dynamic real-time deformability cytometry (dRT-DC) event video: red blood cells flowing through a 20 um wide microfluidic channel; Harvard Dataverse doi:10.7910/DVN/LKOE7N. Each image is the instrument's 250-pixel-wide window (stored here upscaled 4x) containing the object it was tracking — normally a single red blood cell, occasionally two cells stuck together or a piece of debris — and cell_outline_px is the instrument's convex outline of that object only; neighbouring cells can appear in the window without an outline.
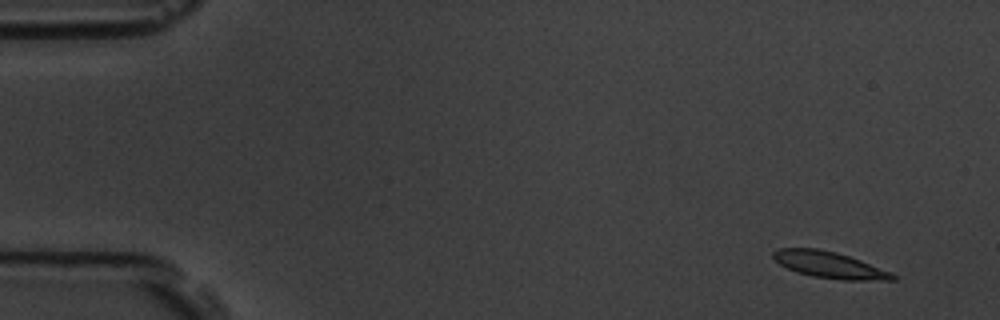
{"species": "common noctule bat (a hibernating species)", "species_latin": "Nyctalus noctula", "temperature_condition": "room temperature", "stored_images_in_passage": 5, "camera_frame_rate_fps": 3000, "um_per_image_px": 0.085, "animal": {"sex": "male", "body_mass_g": 19.5, "forearm_length_mm": 54.6}, "frame": {"image": 1, "passage_image": 2, "time_ms": 1.333, "image_size_px": [1000, 320], "cell_outline_px": [[896, 280], [840, 280], [812, 276], [796, 272], [780, 264], [772, 256], [772, 252], [780, 248], [816, 248], [836, 252], [860, 260], [892, 272], [896, 276]], "centroid_in_image_um": [70.51, 22.52], "position_along_channel_um": 14.5, "area_um2": 18.32}}
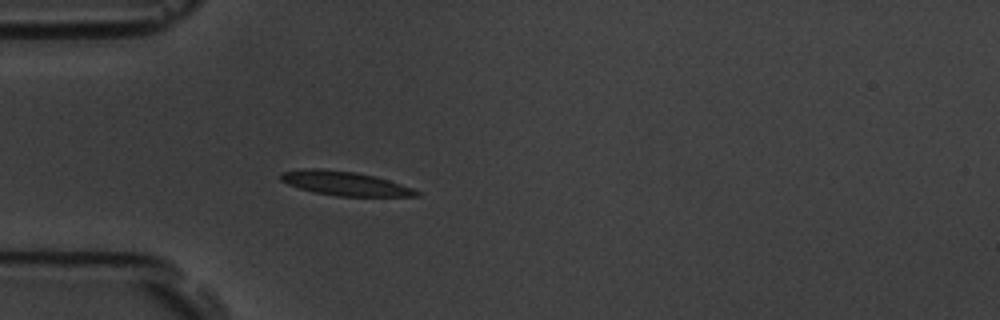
{"frame": {"image": 2, "passage_image": 5, "time_ms": 5.667, "image_size_px": [1000, 320], "cell_outline_px": [[420, 196], [336, 196], [316, 192], [300, 188], [288, 184], [280, 180], [280, 172], [304, 168], [320, 168], [356, 172], [376, 176], [412, 188], [420, 192]], "centroid_in_image_um": [29.29, 15.58], "position_along_channel_um": 55.7, "area_um2": 19.02}}